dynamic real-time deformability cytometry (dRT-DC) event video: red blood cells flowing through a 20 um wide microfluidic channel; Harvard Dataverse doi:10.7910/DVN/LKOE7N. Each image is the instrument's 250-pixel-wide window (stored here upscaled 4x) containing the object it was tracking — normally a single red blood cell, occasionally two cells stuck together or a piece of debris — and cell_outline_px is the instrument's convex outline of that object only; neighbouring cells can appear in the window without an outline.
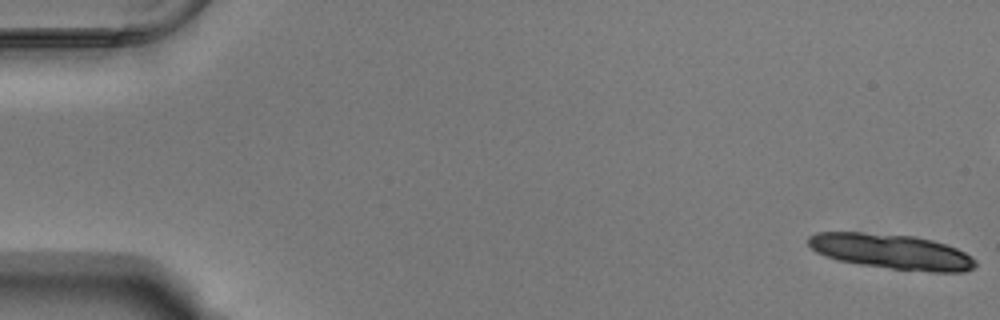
{"species": "Egyptian fruit bat (a non-hibernating species)", "species_latin": "Rousettus aegyptiacus", "temperature_condition": "warm", "stored_images_in_passage": 16, "camera_frame_rate_fps": 3000, "um_per_image_px": 0.085, "animal": {"sex": "male"}, "frame": {"image": 1, "passage_image": 1, "time_ms": 0.0, "image_size_px": [1000, 320], "cell_outline_px": [[976, 264], [972, 268], [964, 272], [932, 272], [892, 268], [860, 264], [836, 260], [824, 256], [816, 252], [808, 244], [808, 236], [816, 232], [860, 232], [912, 236], [932, 240], [956, 248], [964, 252], [976, 260]], "centroid_in_image_um": [75.74, 21.38], "position_along_channel_um": 9.3, "area_um2": 33.99}}